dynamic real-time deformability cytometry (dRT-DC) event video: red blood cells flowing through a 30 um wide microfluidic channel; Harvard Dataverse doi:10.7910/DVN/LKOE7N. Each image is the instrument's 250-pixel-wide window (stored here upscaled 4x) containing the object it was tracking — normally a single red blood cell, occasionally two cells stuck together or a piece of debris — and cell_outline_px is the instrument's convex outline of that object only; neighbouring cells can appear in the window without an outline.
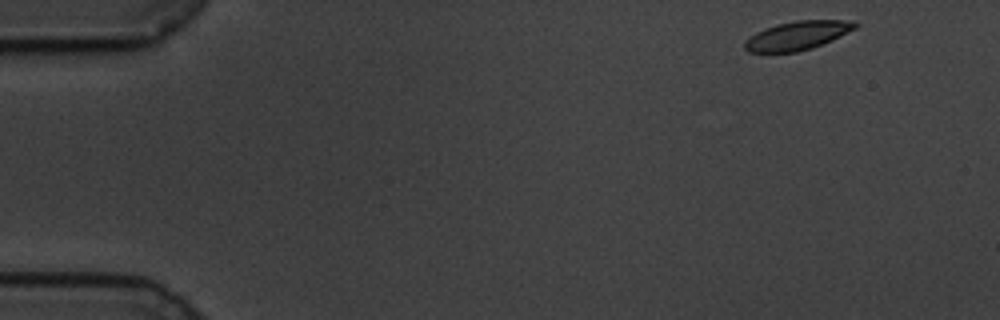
{"species": "common noctule bat (a hibernating species)", "species_latin": "Nyctalus noctula", "temperature_condition": "cold", "stored_images_in_passage": 22, "camera_frame_rate_fps": 3000, "um_per_image_px": 0.085, "animal": {"sex": "male", "body_mass_g": 19.5, "forearm_length_mm": 54.6}, "frame": {"image": 1, "passage_image": 1, "time_ms": 0.0, "image_size_px": [1000, 320], "cell_outline_px": [[860, 24], [856, 28], [832, 40], [812, 48], [796, 52], [748, 52], [744, 48], [744, 40], [756, 32], [776, 24], [796, 20], [856, 20]], "centroid_in_image_um": [67.8, 3.01], "position_along_channel_um": 17.2, "area_um2": 18.61}}
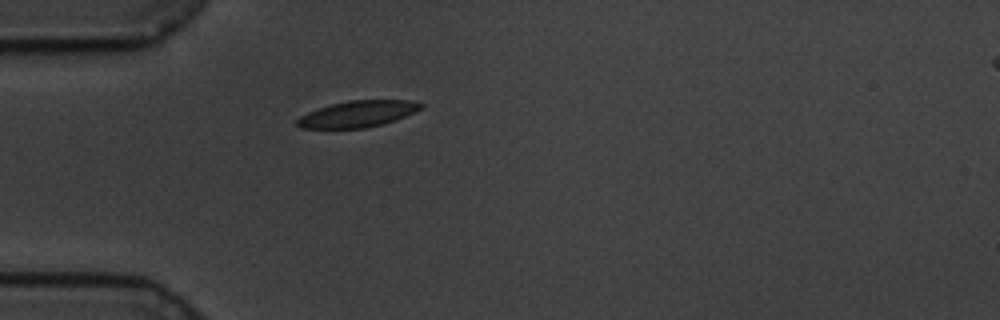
{"frame": {"image": 2, "passage_image": 13, "time_ms": 4.0, "image_size_px": [1000, 320], "cell_outline_px": [[424, 104], [420, 108], [404, 116], [384, 124], [364, 128], [300, 128], [296, 124], [296, 120], [300, 116], [308, 112], [332, 104], [348, 100], [408, 100]], "centroid_in_image_um": [30.36, 9.69], "position_along_channel_um": 54.6, "area_um2": 18.73}}
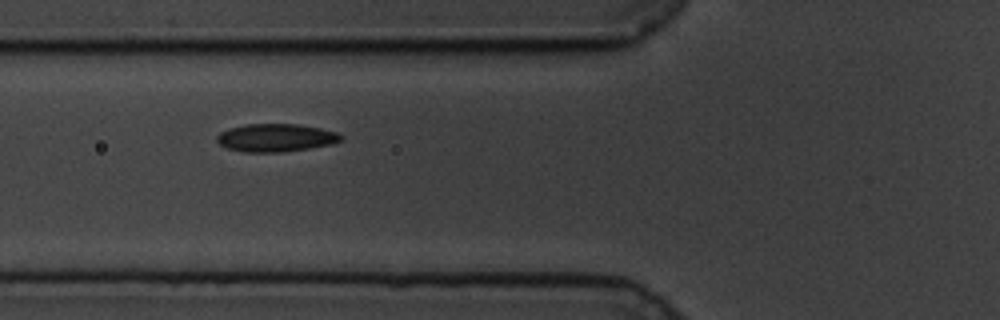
{"frame": {"image": 3, "passage_image": 18, "time_ms": 5.667, "image_size_px": [1000, 320], "cell_outline_px": [[344, 140], [332, 144], [308, 148], [280, 152], [244, 152], [228, 148], [220, 144], [216, 140], [216, 136], [220, 132], [228, 128], [244, 124], [296, 124], [320, 128], [336, 132], [344, 136]], "centroid_in_image_um": [23.45, 11.7], "position_along_channel_um": 102.4, "area_um2": 20.23}}